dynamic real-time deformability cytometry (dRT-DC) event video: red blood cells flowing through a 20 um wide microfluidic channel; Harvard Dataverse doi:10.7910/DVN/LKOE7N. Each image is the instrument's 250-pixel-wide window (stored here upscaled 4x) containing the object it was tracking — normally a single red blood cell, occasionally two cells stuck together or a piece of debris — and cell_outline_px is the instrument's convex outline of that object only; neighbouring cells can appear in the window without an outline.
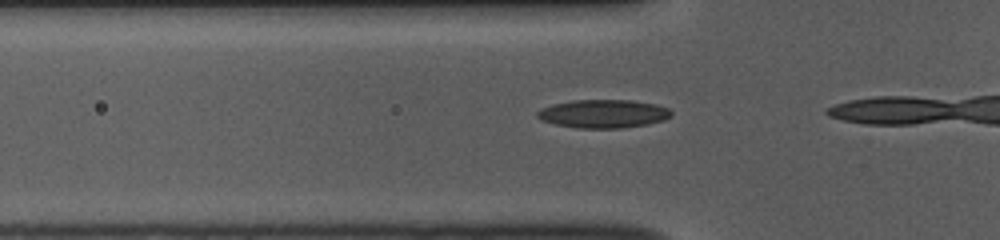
{"species": "common noctule bat (a hibernating species)", "species_latin": "Nyctalus noctula", "temperature_condition": "room temperature", "stored_images_in_passage": 5, "camera_frame_rate_fps": 3000, "um_per_image_px": 0.085, "animal": {"sex": "female", "body_mass_g": 10.0, "forearm_length_mm": 53.1}, "frame": {"image": 1, "passage_image": 3, "time_ms": 0.667, "image_size_px": [1000, 240], "cell_outline_px": [[672, 116], [664, 120], [648, 124], [620, 128], [576, 128], [556, 124], [540, 120], [536, 116], [536, 112], [540, 108], [552, 104], [572, 100], [632, 100], [656, 104], [668, 108], [672, 112]], "centroid_in_image_um": [51.27, 9.66], "position_along_channel_um": 74.5, "area_um2": 22.31}}